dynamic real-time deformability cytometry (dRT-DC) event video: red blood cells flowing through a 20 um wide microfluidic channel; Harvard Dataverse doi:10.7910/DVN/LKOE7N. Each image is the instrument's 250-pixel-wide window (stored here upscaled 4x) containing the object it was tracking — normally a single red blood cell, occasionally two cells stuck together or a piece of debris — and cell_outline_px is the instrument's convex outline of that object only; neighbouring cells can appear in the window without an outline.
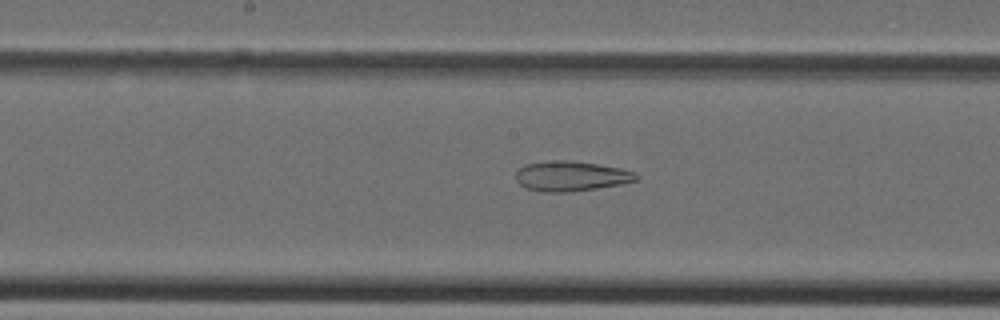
{"species": "Egyptian fruit bat (a non-hibernating species)", "species_latin": "Rousettus aegyptiacus", "temperature_condition": "cold", "stored_images_in_passage": 36, "camera_frame_rate_fps": 3000, "um_per_image_px": 0.085, "animal": {"sex": "female"}, "frame": {"image": 1, "passage_image": 17, "time_ms": 5.333, "image_size_px": [1000, 320], "cell_outline_px": [[640, 176], [636, 180], [624, 184], [568, 192], [544, 192], [528, 188], [520, 184], [516, 180], [516, 172], [524, 164], [556, 160], [568, 160], [596, 164], [620, 168], [636, 172]], "centroid_in_image_um": [48.57, 14.97], "position_along_channel_um": 199.6, "area_um2": 20.98}}
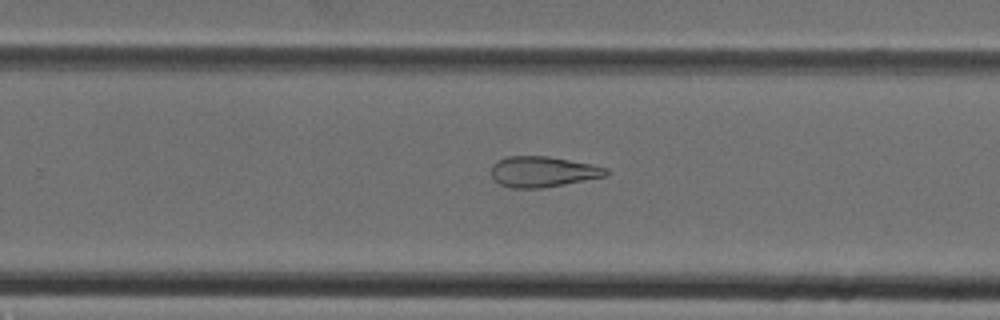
{"frame": {"image": 2, "passage_image": 22, "time_ms": 7.0, "image_size_px": [1000, 320], "cell_outline_px": [[608, 172], [604, 176], [564, 184], [540, 188], [512, 188], [500, 184], [492, 176], [492, 164], [496, 160], [508, 156], [548, 156], [592, 164], [608, 168]], "centroid_in_image_um": [46.11, 14.58], "position_along_channel_um": 283.7, "area_um2": 20.35}}
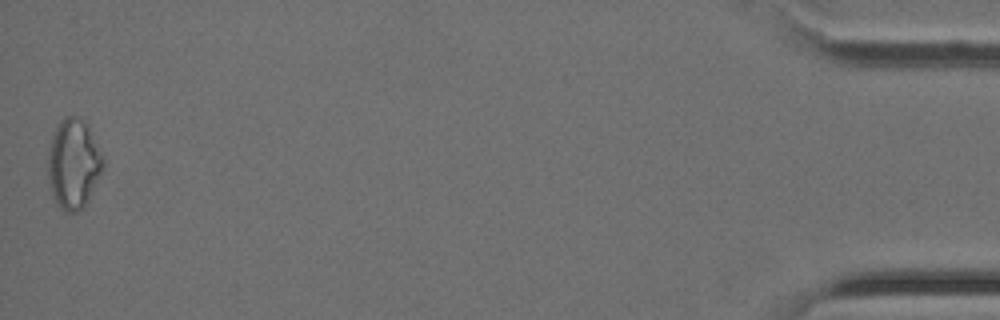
{"frame": {"image": 3, "passage_image": 36, "time_ms": 11.667, "image_size_px": [1000, 320], "cell_outline_px": [[104, 168], [88, 200], [76, 212], [68, 212], [60, 208], [52, 196], [48, 176], [48, 152], [52, 136], [60, 120], [64, 116], [72, 116], [80, 120], [84, 124], [104, 160]], "centroid_in_image_um": [6.21, 13.98], "position_along_channel_um": 429.0, "area_um2": 28.03}}